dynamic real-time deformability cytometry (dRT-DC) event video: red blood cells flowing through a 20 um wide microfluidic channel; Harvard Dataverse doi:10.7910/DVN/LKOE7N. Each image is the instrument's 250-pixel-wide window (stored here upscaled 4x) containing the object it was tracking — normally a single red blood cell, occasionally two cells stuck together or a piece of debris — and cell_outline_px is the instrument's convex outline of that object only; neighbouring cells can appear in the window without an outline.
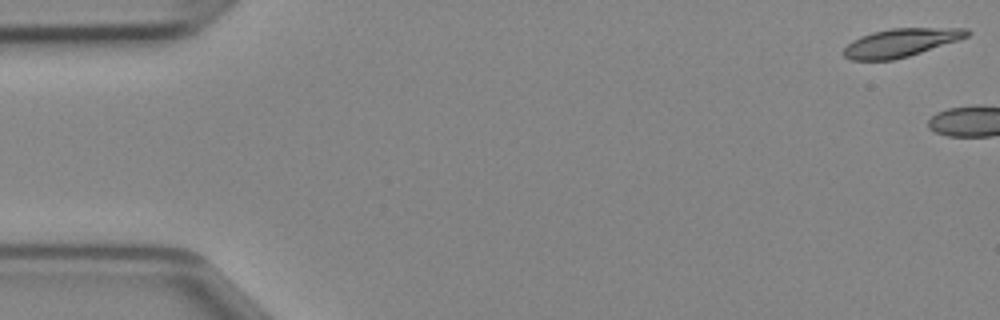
{"species": "Egyptian fruit bat (a non-hibernating species)", "species_latin": "Rousettus aegyptiacus", "temperature_condition": "cold", "stored_images_in_passage": 4, "camera_frame_rate_fps": 3000, "um_per_image_px": 0.085, "animal": {"sex": "female"}, "frame": {"image": 1, "passage_image": 1, "time_ms": 0.0, "image_size_px": [1000, 320], "cell_outline_px": [[972, 32], [968, 36], [908, 56], [892, 60], [852, 60], [844, 56], [844, 48], [852, 40], [860, 36], [872, 32], [892, 28], [968, 28]], "centroid_in_image_um": [76.54, 3.62], "position_along_channel_um": 8.5, "area_um2": 20.06}}